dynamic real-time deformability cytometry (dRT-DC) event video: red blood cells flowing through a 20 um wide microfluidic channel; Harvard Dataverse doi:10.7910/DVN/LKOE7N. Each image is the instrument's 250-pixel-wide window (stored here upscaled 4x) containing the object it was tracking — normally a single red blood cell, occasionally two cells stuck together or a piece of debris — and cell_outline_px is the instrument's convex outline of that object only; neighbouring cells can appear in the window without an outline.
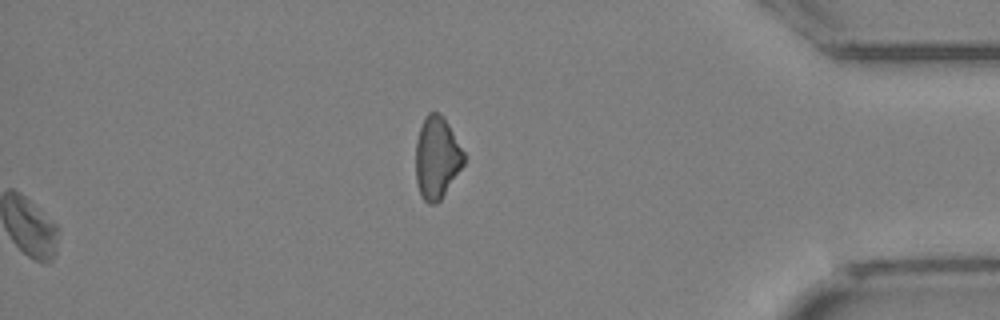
{"species": "Egyptian fruit bat (a non-hibernating species)", "species_latin": "Rousettus aegyptiacus", "temperature_condition": "cold", "stored_images_in_passage": 33, "camera_frame_rate_fps": 3000, "um_per_image_px": 0.085, "animal": {"sex": "female"}, "frame": {"image": 1, "passage_image": 33, "time_ms": 10.667, "image_size_px": [1000, 320], "cell_outline_px": [[464, 164], [440, 200], [436, 204], [428, 204], [420, 196], [416, 180], [416, 140], [424, 116], [428, 112], [440, 112], [444, 116], [464, 152]], "centroid_in_image_um": [37.12, 13.39], "position_along_channel_um": 398.1, "area_um2": 23.12}}